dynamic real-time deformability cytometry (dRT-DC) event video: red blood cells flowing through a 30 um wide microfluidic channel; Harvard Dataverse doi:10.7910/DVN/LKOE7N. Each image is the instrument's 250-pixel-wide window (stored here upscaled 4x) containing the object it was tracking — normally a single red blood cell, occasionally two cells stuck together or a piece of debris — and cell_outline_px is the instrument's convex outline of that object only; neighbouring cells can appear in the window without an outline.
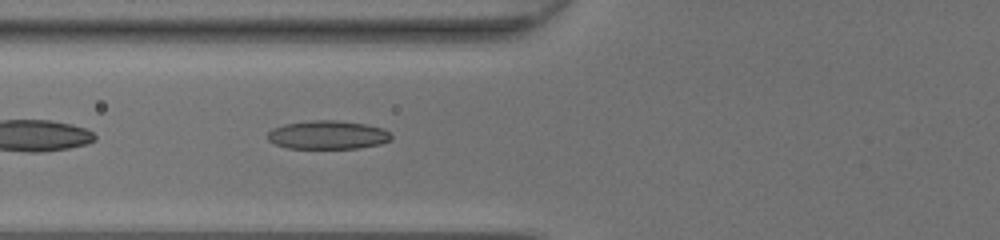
{"species": "common noctule bat (a hibernating species)", "species_latin": "Nyctalus noctula", "temperature_condition": "room temperature", "stored_images_in_passage": 36, "camera_frame_rate_fps": 3000, "um_per_image_px": 0.085, "animal": {"sex": "female", "body_mass_g": 20.0, "forearm_length_mm": 54.0}, "frame": {"image": 1, "passage_image": 7, "time_ms": 2.0, "image_size_px": [1000, 240], "cell_outline_px": [[392, 140], [380, 144], [360, 148], [288, 148], [276, 144], [268, 140], [268, 132], [272, 128], [284, 124], [312, 120], [336, 120], [364, 124], [384, 128], [392, 136]], "centroid_in_image_um": [27.87, 11.46], "position_along_channel_um": 97.9, "area_um2": 20.58}}
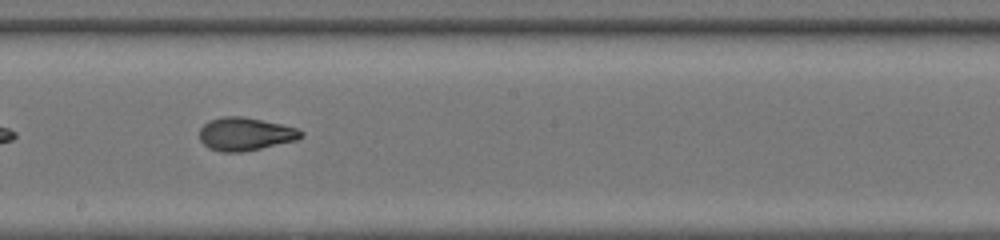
{"frame": {"image": 2, "passage_image": 16, "time_ms": 5.0, "image_size_px": [1000, 240], "cell_outline_px": [[304, 136], [296, 140], [260, 148], [240, 152], [220, 152], [208, 148], [200, 140], [200, 128], [208, 120], [224, 116], [244, 116], [280, 124], [296, 128], [304, 132]], "centroid_in_image_um": [20.83, 11.38], "position_along_channel_um": 227.4, "area_um2": 19.54}}
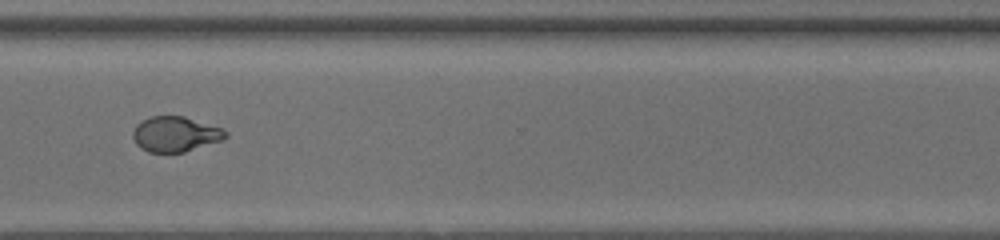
{"frame": {"image": 3, "passage_image": 25, "time_ms": 8.0, "image_size_px": [1000, 240], "cell_outline_px": [[228, 136], [224, 140], [184, 152], [148, 152], [140, 148], [136, 144], [132, 136], [132, 132], [136, 124], [140, 120], [148, 116], [184, 116], [224, 128], [228, 132]], "centroid_in_image_um": [14.91, 11.39], "position_along_channel_um": 355.7, "area_um2": 19.42}, "authors_computed_cell_mechanics": {"area_um2": 19.8254, "velocity_mm_per_s": 4.2954, "shape_relaxation_time_tau1_ms": 9.8699, "shape_relaxation_time_tau2_ms": 1.114, "deformation_change_tau1": 0.3223, "deformation_change_tau2": 0.0682}}